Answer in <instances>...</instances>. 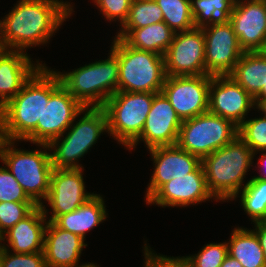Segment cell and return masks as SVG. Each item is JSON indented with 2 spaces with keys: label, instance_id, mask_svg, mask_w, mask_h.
<instances>
[{
  "label": "cell",
  "instance_id": "6da1fadb",
  "mask_svg": "<svg viewBox=\"0 0 266 267\" xmlns=\"http://www.w3.org/2000/svg\"><path fill=\"white\" fill-rule=\"evenodd\" d=\"M63 0H19L0 20L9 50L23 51L44 45L68 19L74 6Z\"/></svg>",
  "mask_w": 266,
  "mask_h": 267
},
{
  "label": "cell",
  "instance_id": "7a4b0ae2",
  "mask_svg": "<svg viewBox=\"0 0 266 267\" xmlns=\"http://www.w3.org/2000/svg\"><path fill=\"white\" fill-rule=\"evenodd\" d=\"M43 64L23 88L0 108L2 139L22 141L42 119L50 95L62 84L56 71Z\"/></svg>",
  "mask_w": 266,
  "mask_h": 267
},
{
  "label": "cell",
  "instance_id": "3957f363",
  "mask_svg": "<svg viewBox=\"0 0 266 267\" xmlns=\"http://www.w3.org/2000/svg\"><path fill=\"white\" fill-rule=\"evenodd\" d=\"M254 158L253 151L237 135L229 144L201 159L208 190L216 202L233 201L246 185L243 181Z\"/></svg>",
  "mask_w": 266,
  "mask_h": 267
},
{
  "label": "cell",
  "instance_id": "277c9868",
  "mask_svg": "<svg viewBox=\"0 0 266 267\" xmlns=\"http://www.w3.org/2000/svg\"><path fill=\"white\" fill-rule=\"evenodd\" d=\"M15 142L14 140H1L0 161L21 185L27 196L37 206H41L48 195L51 173L54 169L48 144H36L45 150L41 148L26 151L16 149Z\"/></svg>",
  "mask_w": 266,
  "mask_h": 267
},
{
  "label": "cell",
  "instance_id": "5b68a950",
  "mask_svg": "<svg viewBox=\"0 0 266 267\" xmlns=\"http://www.w3.org/2000/svg\"><path fill=\"white\" fill-rule=\"evenodd\" d=\"M83 113L63 133L67 134L65 137L59 136L48 144L53 168L82 169L79 159L96 144L101 134L108 132V117L103 107H84Z\"/></svg>",
  "mask_w": 266,
  "mask_h": 267
},
{
  "label": "cell",
  "instance_id": "8992f818",
  "mask_svg": "<svg viewBox=\"0 0 266 267\" xmlns=\"http://www.w3.org/2000/svg\"><path fill=\"white\" fill-rule=\"evenodd\" d=\"M111 45L119 65L118 91L161 92L166 79L163 55L135 49L117 37Z\"/></svg>",
  "mask_w": 266,
  "mask_h": 267
},
{
  "label": "cell",
  "instance_id": "52a82bcc",
  "mask_svg": "<svg viewBox=\"0 0 266 267\" xmlns=\"http://www.w3.org/2000/svg\"><path fill=\"white\" fill-rule=\"evenodd\" d=\"M109 54L105 60L86 64L70 72L56 71L62 85L84 107H103L118 91V59L111 50Z\"/></svg>",
  "mask_w": 266,
  "mask_h": 267
},
{
  "label": "cell",
  "instance_id": "ba28073f",
  "mask_svg": "<svg viewBox=\"0 0 266 267\" xmlns=\"http://www.w3.org/2000/svg\"><path fill=\"white\" fill-rule=\"evenodd\" d=\"M155 94L117 91L103 106L108 134L126 149L140 136Z\"/></svg>",
  "mask_w": 266,
  "mask_h": 267
},
{
  "label": "cell",
  "instance_id": "9c48e42d",
  "mask_svg": "<svg viewBox=\"0 0 266 267\" xmlns=\"http://www.w3.org/2000/svg\"><path fill=\"white\" fill-rule=\"evenodd\" d=\"M238 126L229 119L206 112L182 121L177 145L202 159L229 144Z\"/></svg>",
  "mask_w": 266,
  "mask_h": 267
},
{
  "label": "cell",
  "instance_id": "30bf717a",
  "mask_svg": "<svg viewBox=\"0 0 266 267\" xmlns=\"http://www.w3.org/2000/svg\"><path fill=\"white\" fill-rule=\"evenodd\" d=\"M84 106L61 84L49 97L41 121L23 140L33 144H49L62 136L79 115Z\"/></svg>",
  "mask_w": 266,
  "mask_h": 267
},
{
  "label": "cell",
  "instance_id": "8fae6325",
  "mask_svg": "<svg viewBox=\"0 0 266 267\" xmlns=\"http://www.w3.org/2000/svg\"><path fill=\"white\" fill-rule=\"evenodd\" d=\"M206 75H229L244 54L228 19L202 27Z\"/></svg>",
  "mask_w": 266,
  "mask_h": 267
},
{
  "label": "cell",
  "instance_id": "7c38bea8",
  "mask_svg": "<svg viewBox=\"0 0 266 267\" xmlns=\"http://www.w3.org/2000/svg\"><path fill=\"white\" fill-rule=\"evenodd\" d=\"M211 78L212 75L166 76L161 92L181 121L208 112Z\"/></svg>",
  "mask_w": 266,
  "mask_h": 267
},
{
  "label": "cell",
  "instance_id": "4fadbf2b",
  "mask_svg": "<svg viewBox=\"0 0 266 267\" xmlns=\"http://www.w3.org/2000/svg\"><path fill=\"white\" fill-rule=\"evenodd\" d=\"M204 50L202 28L175 33L164 55L166 76L206 75Z\"/></svg>",
  "mask_w": 266,
  "mask_h": 267
},
{
  "label": "cell",
  "instance_id": "5bb4252c",
  "mask_svg": "<svg viewBox=\"0 0 266 267\" xmlns=\"http://www.w3.org/2000/svg\"><path fill=\"white\" fill-rule=\"evenodd\" d=\"M254 107V98L230 75L212 76L208 112L229 119L239 127Z\"/></svg>",
  "mask_w": 266,
  "mask_h": 267
},
{
  "label": "cell",
  "instance_id": "9a60e30c",
  "mask_svg": "<svg viewBox=\"0 0 266 267\" xmlns=\"http://www.w3.org/2000/svg\"><path fill=\"white\" fill-rule=\"evenodd\" d=\"M182 121L162 93H156L140 136L127 148L133 150L140 141L148 149L177 145Z\"/></svg>",
  "mask_w": 266,
  "mask_h": 267
},
{
  "label": "cell",
  "instance_id": "2e32d148",
  "mask_svg": "<svg viewBox=\"0 0 266 267\" xmlns=\"http://www.w3.org/2000/svg\"><path fill=\"white\" fill-rule=\"evenodd\" d=\"M83 170V168L52 170L50 188L45 199L51 207L52 214L48 221L53 222L58 216L76 210L95 195L86 192Z\"/></svg>",
  "mask_w": 266,
  "mask_h": 267
},
{
  "label": "cell",
  "instance_id": "e0dca14e",
  "mask_svg": "<svg viewBox=\"0 0 266 267\" xmlns=\"http://www.w3.org/2000/svg\"><path fill=\"white\" fill-rule=\"evenodd\" d=\"M215 199L208 190L202 164L192 173L163 184L147 201L160 207H187Z\"/></svg>",
  "mask_w": 266,
  "mask_h": 267
},
{
  "label": "cell",
  "instance_id": "ac0fdd59",
  "mask_svg": "<svg viewBox=\"0 0 266 267\" xmlns=\"http://www.w3.org/2000/svg\"><path fill=\"white\" fill-rule=\"evenodd\" d=\"M228 20L244 52L266 44V0H235Z\"/></svg>",
  "mask_w": 266,
  "mask_h": 267
},
{
  "label": "cell",
  "instance_id": "d6986e66",
  "mask_svg": "<svg viewBox=\"0 0 266 267\" xmlns=\"http://www.w3.org/2000/svg\"><path fill=\"white\" fill-rule=\"evenodd\" d=\"M154 163V171L146 190L145 202L165 183L192 173L201 159L181 149L178 145L158 146L148 149Z\"/></svg>",
  "mask_w": 266,
  "mask_h": 267
},
{
  "label": "cell",
  "instance_id": "ffe728a7",
  "mask_svg": "<svg viewBox=\"0 0 266 267\" xmlns=\"http://www.w3.org/2000/svg\"><path fill=\"white\" fill-rule=\"evenodd\" d=\"M48 210L45 205L36 206L26 217L20 220L11 229L0 237L2 248L13 253L29 254L43 251L45 230L47 227L46 219ZM6 239L8 245L2 244Z\"/></svg>",
  "mask_w": 266,
  "mask_h": 267
},
{
  "label": "cell",
  "instance_id": "44dd1931",
  "mask_svg": "<svg viewBox=\"0 0 266 267\" xmlns=\"http://www.w3.org/2000/svg\"><path fill=\"white\" fill-rule=\"evenodd\" d=\"M86 246L85 240L79 235L59 228L54 222H47L43 247L46 267L86 266L90 262L79 265Z\"/></svg>",
  "mask_w": 266,
  "mask_h": 267
},
{
  "label": "cell",
  "instance_id": "7402d4cb",
  "mask_svg": "<svg viewBox=\"0 0 266 267\" xmlns=\"http://www.w3.org/2000/svg\"><path fill=\"white\" fill-rule=\"evenodd\" d=\"M27 52L8 50L0 56V108L23 88L25 83L43 65L33 60Z\"/></svg>",
  "mask_w": 266,
  "mask_h": 267
},
{
  "label": "cell",
  "instance_id": "603a6c76",
  "mask_svg": "<svg viewBox=\"0 0 266 267\" xmlns=\"http://www.w3.org/2000/svg\"><path fill=\"white\" fill-rule=\"evenodd\" d=\"M103 196L96 194L76 210L58 216L53 222L64 230L86 239V233L107 218Z\"/></svg>",
  "mask_w": 266,
  "mask_h": 267
},
{
  "label": "cell",
  "instance_id": "cb8c5ba5",
  "mask_svg": "<svg viewBox=\"0 0 266 267\" xmlns=\"http://www.w3.org/2000/svg\"><path fill=\"white\" fill-rule=\"evenodd\" d=\"M175 32L163 21L136 29H120L117 38L138 50L165 55L173 41Z\"/></svg>",
  "mask_w": 266,
  "mask_h": 267
},
{
  "label": "cell",
  "instance_id": "d4e9b609",
  "mask_svg": "<svg viewBox=\"0 0 266 267\" xmlns=\"http://www.w3.org/2000/svg\"><path fill=\"white\" fill-rule=\"evenodd\" d=\"M229 75L255 98L266 85V59L259 51L244 52Z\"/></svg>",
  "mask_w": 266,
  "mask_h": 267
},
{
  "label": "cell",
  "instance_id": "484cf974",
  "mask_svg": "<svg viewBox=\"0 0 266 267\" xmlns=\"http://www.w3.org/2000/svg\"><path fill=\"white\" fill-rule=\"evenodd\" d=\"M227 246L228 255L237 259L243 267H266L262 247L252 230L235 227Z\"/></svg>",
  "mask_w": 266,
  "mask_h": 267
},
{
  "label": "cell",
  "instance_id": "4316f807",
  "mask_svg": "<svg viewBox=\"0 0 266 267\" xmlns=\"http://www.w3.org/2000/svg\"><path fill=\"white\" fill-rule=\"evenodd\" d=\"M237 197H241L240 204L252 222L266 221V180L252 177L233 199Z\"/></svg>",
  "mask_w": 266,
  "mask_h": 267
},
{
  "label": "cell",
  "instance_id": "83f0119b",
  "mask_svg": "<svg viewBox=\"0 0 266 267\" xmlns=\"http://www.w3.org/2000/svg\"><path fill=\"white\" fill-rule=\"evenodd\" d=\"M235 0H191V14L194 27L202 28L228 19Z\"/></svg>",
  "mask_w": 266,
  "mask_h": 267
},
{
  "label": "cell",
  "instance_id": "f1b7e54d",
  "mask_svg": "<svg viewBox=\"0 0 266 267\" xmlns=\"http://www.w3.org/2000/svg\"><path fill=\"white\" fill-rule=\"evenodd\" d=\"M163 12V22L175 33L194 28L191 0H155Z\"/></svg>",
  "mask_w": 266,
  "mask_h": 267
},
{
  "label": "cell",
  "instance_id": "f546056e",
  "mask_svg": "<svg viewBox=\"0 0 266 267\" xmlns=\"http://www.w3.org/2000/svg\"><path fill=\"white\" fill-rule=\"evenodd\" d=\"M163 21V12L155 0H133L121 29L143 28Z\"/></svg>",
  "mask_w": 266,
  "mask_h": 267
},
{
  "label": "cell",
  "instance_id": "4dcf8cb0",
  "mask_svg": "<svg viewBox=\"0 0 266 267\" xmlns=\"http://www.w3.org/2000/svg\"><path fill=\"white\" fill-rule=\"evenodd\" d=\"M238 136L253 151L254 156L259 151H266V117L246 119L238 127Z\"/></svg>",
  "mask_w": 266,
  "mask_h": 267
},
{
  "label": "cell",
  "instance_id": "1f68e13d",
  "mask_svg": "<svg viewBox=\"0 0 266 267\" xmlns=\"http://www.w3.org/2000/svg\"><path fill=\"white\" fill-rule=\"evenodd\" d=\"M227 255V242L210 243L197 254L186 256V259L190 267H220Z\"/></svg>",
  "mask_w": 266,
  "mask_h": 267
},
{
  "label": "cell",
  "instance_id": "d6a6232c",
  "mask_svg": "<svg viewBox=\"0 0 266 267\" xmlns=\"http://www.w3.org/2000/svg\"><path fill=\"white\" fill-rule=\"evenodd\" d=\"M36 206L34 202H0V237Z\"/></svg>",
  "mask_w": 266,
  "mask_h": 267
},
{
  "label": "cell",
  "instance_id": "836d02e7",
  "mask_svg": "<svg viewBox=\"0 0 266 267\" xmlns=\"http://www.w3.org/2000/svg\"><path fill=\"white\" fill-rule=\"evenodd\" d=\"M0 202H33L5 166H0Z\"/></svg>",
  "mask_w": 266,
  "mask_h": 267
},
{
  "label": "cell",
  "instance_id": "e575fe53",
  "mask_svg": "<svg viewBox=\"0 0 266 267\" xmlns=\"http://www.w3.org/2000/svg\"><path fill=\"white\" fill-rule=\"evenodd\" d=\"M1 247V267H46L43 251L17 254Z\"/></svg>",
  "mask_w": 266,
  "mask_h": 267
},
{
  "label": "cell",
  "instance_id": "d590c367",
  "mask_svg": "<svg viewBox=\"0 0 266 267\" xmlns=\"http://www.w3.org/2000/svg\"><path fill=\"white\" fill-rule=\"evenodd\" d=\"M105 19L117 21L122 26L127 20L133 0H93ZM113 20V21H112Z\"/></svg>",
  "mask_w": 266,
  "mask_h": 267
},
{
  "label": "cell",
  "instance_id": "8d00e7d4",
  "mask_svg": "<svg viewBox=\"0 0 266 267\" xmlns=\"http://www.w3.org/2000/svg\"><path fill=\"white\" fill-rule=\"evenodd\" d=\"M143 250L145 257V267H190L185 256L168 257L167 255H159L157 253H154L146 243Z\"/></svg>",
  "mask_w": 266,
  "mask_h": 267
},
{
  "label": "cell",
  "instance_id": "74e56055",
  "mask_svg": "<svg viewBox=\"0 0 266 267\" xmlns=\"http://www.w3.org/2000/svg\"><path fill=\"white\" fill-rule=\"evenodd\" d=\"M254 228L252 231L256 234L260 246L262 247L265 262H266V221L264 222H255Z\"/></svg>",
  "mask_w": 266,
  "mask_h": 267
},
{
  "label": "cell",
  "instance_id": "f35d334b",
  "mask_svg": "<svg viewBox=\"0 0 266 267\" xmlns=\"http://www.w3.org/2000/svg\"><path fill=\"white\" fill-rule=\"evenodd\" d=\"M259 152H261L262 155L258 159L259 161L258 164L260 163V166H262L261 170L263 172L260 175L254 177H256L257 179L266 180V151H259Z\"/></svg>",
  "mask_w": 266,
  "mask_h": 267
},
{
  "label": "cell",
  "instance_id": "ab89813d",
  "mask_svg": "<svg viewBox=\"0 0 266 267\" xmlns=\"http://www.w3.org/2000/svg\"><path fill=\"white\" fill-rule=\"evenodd\" d=\"M220 267H243L242 264L235 258L227 255Z\"/></svg>",
  "mask_w": 266,
  "mask_h": 267
},
{
  "label": "cell",
  "instance_id": "60d3db41",
  "mask_svg": "<svg viewBox=\"0 0 266 267\" xmlns=\"http://www.w3.org/2000/svg\"><path fill=\"white\" fill-rule=\"evenodd\" d=\"M255 107L254 109H259L258 111L262 112V116L266 117V99L254 100ZM264 114V115H263Z\"/></svg>",
  "mask_w": 266,
  "mask_h": 267
},
{
  "label": "cell",
  "instance_id": "b9f144b4",
  "mask_svg": "<svg viewBox=\"0 0 266 267\" xmlns=\"http://www.w3.org/2000/svg\"><path fill=\"white\" fill-rule=\"evenodd\" d=\"M8 47L4 41L3 32H2V25L0 21V56H3L7 51Z\"/></svg>",
  "mask_w": 266,
  "mask_h": 267
},
{
  "label": "cell",
  "instance_id": "7bdbcfd3",
  "mask_svg": "<svg viewBox=\"0 0 266 267\" xmlns=\"http://www.w3.org/2000/svg\"><path fill=\"white\" fill-rule=\"evenodd\" d=\"M266 99V85L263 86L260 93L254 98V100Z\"/></svg>",
  "mask_w": 266,
  "mask_h": 267
},
{
  "label": "cell",
  "instance_id": "ee69618b",
  "mask_svg": "<svg viewBox=\"0 0 266 267\" xmlns=\"http://www.w3.org/2000/svg\"><path fill=\"white\" fill-rule=\"evenodd\" d=\"M259 52L266 59V44L259 50Z\"/></svg>",
  "mask_w": 266,
  "mask_h": 267
},
{
  "label": "cell",
  "instance_id": "f6af8a7d",
  "mask_svg": "<svg viewBox=\"0 0 266 267\" xmlns=\"http://www.w3.org/2000/svg\"><path fill=\"white\" fill-rule=\"evenodd\" d=\"M84 267H99V265L97 266L95 263L94 264L93 263H89Z\"/></svg>",
  "mask_w": 266,
  "mask_h": 267
},
{
  "label": "cell",
  "instance_id": "bcb514c9",
  "mask_svg": "<svg viewBox=\"0 0 266 267\" xmlns=\"http://www.w3.org/2000/svg\"><path fill=\"white\" fill-rule=\"evenodd\" d=\"M2 140V136H1V121H0V142Z\"/></svg>",
  "mask_w": 266,
  "mask_h": 267
},
{
  "label": "cell",
  "instance_id": "7dc6e473",
  "mask_svg": "<svg viewBox=\"0 0 266 267\" xmlns=\"http://www.w3.org/2000/svg\"><path fill=\"white\" fill-rule=\"evenodd\" d=\"M0 267H1V245H0Z\"/></svg>",
  "mask_w": 266,
  "mask_h": 267
}]
</instances>
